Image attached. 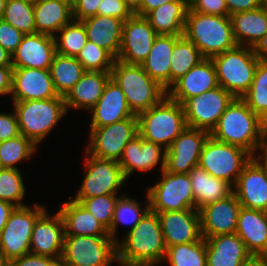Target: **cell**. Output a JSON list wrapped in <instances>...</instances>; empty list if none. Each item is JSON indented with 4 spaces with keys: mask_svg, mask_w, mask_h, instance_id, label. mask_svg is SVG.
<instances>
[{
    "mask_svg": "<svg viewBox=\"0 0 267 266\" xmlns=\"http://www.w3.org/2000/svg\"><path fill=\"white\" fill-rule=\"evenodd\" d=\"M55 54L54 37L37 32L25 34L12 54V67L50 69Z\"/></svg>",
    "mask_w": 267,
    "mask_h": 266,
    "instance_id": "cell-24",
    "label": "cell"
},
{
    "mask_svg": "<svg viewBox=\"0 0 267 266\" xmlns=\"http://www.w3.org/2000/svg\"><path fill=\"white\" fill-rule=\"evenodd\" d=\"M90 112H92L90 128L104 127L136 116L129 108L123 91L111 78L106 83L100 99Z\"/></svg>",
    "mask_w": 267,
    "mask_h": 266,
    "instance_id": "cell-25",
    "label": "cell"
},
{
    "mask_svg": "<svg viewBox=\"0 0 267 266\" xmlns=\"http://www.w3.org/2000/svg\"><path fill=\"white\" fill-rule=\"evenodd\" d=\"M111 79L121 88L135 115L149 110L167 95V91L141 65L127 64L116 59L111 69Z\"/></svg>",
    "mask_w": 267,
    "mask_h": 266,
    "instance_id": "cell-4",
    "label": "cell"
},
{
    "mask_svg": "<svg viewBox=\"0 0 267 266\" xmlns=\"http://www.w3.org/2000/svg\"><path fill=\"white\" fill-rule=\"evenodd\" d=\"M137 135V116L104 127L90 128V141L85 150L98 158L119 161L125 146Z\"/></svg>",
    "mask_w": 267,
    "mask_h": 266,
    "instance_id": "cell-13",
    "label": "cell"
},
{
    "mask_svg": "<svg viewBox=\"0 0 267 266\" xmlns=\"http://www.w3.org/2000/svg\"><path fill=\"white\" fill-rule=\"evenodd\" d=\"M241 207L234 193L202 207L199 210L202 237L235 233Z\"/></svg>",
    "mask_w": 267,
    "mask_h": 266,
    "instance_id": "cell-19",
    "label": "cell"
},
{
    "mask_svg": "<svg viewBox=\"0 0 267 266\" xmlns=\"http://www.w3.org/2000/svg\"><path fill=\"white\" fill-rule=\"evenodd\" d=\"M265 122L241 99L235 98L210 132L215 140L238 146L252 156L257 152Z\"/></svg>",
    "mask_w": 267,
    "mask_h": 266,
    "instance_id": "cell-2",
    "label": "cell"
},
{
    "mask_svg": "<svg viewBox=\"0 0 267 266\" xmlns=\"http://www.w3.org/2000/svg\"><path fill=\"white\" fill-rule=\"evenodd\" d=\"M136 116L138 134L164 149H167L187 126L183 106L167 95L157 105Z\"/></svg>",
    "mask_w": 267,
    "mask_h": 266,
    "instance_id": "cell-5",
    "label": "cell"
},
{
    "mask_svg": "<svg viewBox=\"0 0 267 266\" xmlns=\"http://www.w3.org/2000/svg\"><path fill=\"white\" fill-rule=\"evenodd\" d=\"M157 36L158 34L144 16L133 13L123 23L117 60L141 65L146 60Z\"/></svg>",
    "mask_w": 267,
    "mask_h": 266,
    "instance_id": "cell-16",
    "label": "cell"
},
{
    "mask_svg": "<svg viewBox=\"0 0 267 266\" xmlns=\"http://www.w3.org/2000/svg\"><path fill=\"white\" fill-rule=\"evenodd\" d=\"M7 0H0V18H2Z\"/></svg>",
    "mask_w": 267,
    "mask_h": 266,
    "instance_id": "cell-63",
    "label": "cell"
},
{
    "mask_svg": "<svg viewBox=\"0 0 267 266\" xmlns=\"http://www.w3.org/2000/svg\"><path fill=\"white\" fill-rule=\"evenodd\" d=\"M34 5L22 0H7L2 19L25 34L36 32Z\"/></svg>",
    "mask_w": 267,
    "mask_h": 266,
    "instance_id": "cell-43",
    "label": "cell"
},
{
    "mask_svg": "<svg viewBox=\"0 0 267 266\" xmlns=\"http://www.w3.org/2000/svg\"><path fill=\"white\" fill-rule=\"evenodd\" d=\"M12 102L59 97L49 69L13 68Z\"/></svg>",
    "mask_w": 267,
    "mask_h": 266,
    "instance_id": "cell-17",
    "label": "cell"
},
{
    "mask_svg": "<svg viewBox=\"0 0 267 266\" xmlns=\"http://www.w3.org/2000/svg\"><path fill=\"white\" fill-rule=\"evenodd\" d=\"M56 1H60V2H63V3H68L69 4V0H56Z\"/></svg>",
    "mask_w": 267,
    "mask_h": 266,
    "instance_id": "cell-68",
    "label": "cell"
},
{
    "mask_svg": "<svg viewBox=\"0 0 267 266\" xmlns=\"http://www.w3.org/2000/svg\"><path fill=\"white\" fill-rule=\"evenodd\" d=\"M33 206L15 207L0 233V254L8 260L30 253L34 223L46 210L45 206L37 203Z\"/></svg>",
    "mask_w": 267,
    "mask_h": 266,
    "instance_id": "cell-11",
    "label": "cell"
},
{
    "mask_svg": "<svg viewBox=\"0 0 267 266\" xmlns=\"http://www.w3.org/2000/svg\"><path fill=\"white\" fill-rule=\"evenodd\" d=\"M210 132L186 126L166 149L165 170L175 174H188L199 164L203 146Z\"/></svg>",
    "mask_w": 267,
    "mask_h": 266,
    "instance_id": "cell-15",
    "label": "cell"
},
{
    "mask_svg": "<svg viewBox=\"0 0 267 266\" xmlns=\"http://www.w3.org/2000/svg\"><path fill=\"white\" fill-rule=\"evenodd\" d=\"M125 3L134 11L139 5L141 0H124Z\"/></svg>",
    "mask_w": 267,
    "mask_h": 266,
    "instance_id": "cell-61",
    "label": "cell"
},
{
    "mask_svg": "<svg viewBox=\"0 0 267 266\" xmlns=\"http://www.w3.org/2000/svg\"><path fill=\"white\" fill-rule=\"evenodd\" d=\"M123 238L117 242L119 266H162L167 248L158 213L149 210Z\"/></svg>",
    "mask_w": 267,
    "mask_h": 266,
    "instance_id": "cell-1",
    "label": "cell"
},
{
    "mask_svg": "<svg viewBox=\"0 0 267 266\" xmlns=\"http://www.w3.org/2000/svg\"><path fill=\"white\" fill-rule=\"evenodd\" d=\"M12 66L0 67V95H11L12 90Z\"/></svg>",
    "mask_w": 267,
    "mask_h": 266,
    "instance_id": "cell-55",
    "label": "cell"
},
{
    "mask_svg": "<svg viewBox=\"0 0 267 266\" xmlns=\"http://www.w3.org/2000/svg\"><path fill=\"white\" fill-rule=\"evenodd\" d=\"M260 7L267 12V0H260Z\"/></svg>",
    "mask_w": 267,
    "mask_h": 266,
    "instance_id": "cell-64",
    "label": "cell"
},
{
    "mask_svg": "<svg viewBox=\"0 0 267 266\" xmlns=\"http://www.w3.org/2000/svg\"><path fill=\"white\" fill-rule=\"evenodd\" d=\"M102 0H77L73 8V18L82 21L86 18L96 16L97 9Z\"/></svg>",
    "mask_w": 267,
    "mask_h": 266,
    "instance_id": "cell-51",
    "label": "cell"
},
{
    "mask_svg": "<svg viewBox=\"0 0 267 266\" xmlns=\"http://www.w3.org/2000/svg\"><path fill=\"white\" fill-rule=\"evenodd\" d=\"M202 59L199 49L184 35L180 36L174 44L170 57V87Z\"/></svg>",
    "mask_w": 267,
    "mask_h": 266,
    "instance_id": "cell-37",
    "label": "cell"
},
{
    "mask_svg": "<svg viewBox=\"0 0 267 266\" xmlns=\"http://www.w3.org/2000/svg\"><path fill=\"white\" fill-rule=\"evenodd\" d=\"M192 183V193L195 209L200 210L205 205L224 199L233 193V186L225 180L215 178L199 166L189 173Z\"/></svg>",
    "mask_w": 267,
    "mask_h": 266,
    "instance_id": "cell-35",
    "label": "cell"
},
{
    "mask_svg": "<svg viewBox=\"0 0 267 266\" xmlns=\"http://www.w3.org/2000/svg\"><path fill=\"white\" fill-rule=\"evenodd\" d=\"M24 34L0 18V45L13 54L23 39Z\"/></svg>",
    "mask_w": 267,
    "mask_h": 266,
    "instance_id": "cell-47",
    "label": "cell"
},
{
    "mask_svg": "<svg viewBox=\"0 0 267 266\" xmlns=\"http://www.w3.org/2000/svg\"><path fill=\"white\" fill-rule=\"evenodd\" d=\"M219 86L235 98H241L251 86L256 67L261 61L252 47L237 45L211 58Z\"/></svg>",
    "mask_w": 267,
    "mask_h": 266,
    "instance_id": "cell-6",
    "label": "cell"
},
{
    "mask_svg": "<svg viewBox=\"0 0 267 266\" xmlns=\"http://www.w3.org/2000/svg\"><path fill=\"white\" fill-rule=\"evenodd\" d=\"M163 152V153H161ZM166 149L161 145L143 139L139 134L125 146L118 161L126 179L134 171L147 172L160 165V171L165 169Z\"/></svg>",
    "mask_w": 267,
    "mask_h": 266,
    "instance_id": "cell-21",
    "label": "cell"
},
{
    "mask_svg": "<svg viewBox=\"0 0 267 266\" xmlns=\"http://www.w3.org/2000/svg\"><path fill=\"white\" fill-rule=\"evenodd\" d=\"M257 151L259 150L261 156L256 154L252 156V159L255 160L262 168L267 170V122L264 124L261 138L258 142Z\"/></svg>",
    "mask_w": 267,
    "mask_h": 266,
    "instance_id": "cell-54",
    "label": "cell"
},
{
    "mask_svg": "<svg viewBox=\"0 0 267 266\" xmlns=\"http://www.w3.org/2000/svg\"><path fill=\"white\" fill-rule=\"evenodd\" d=\"M77 0H69V4L73 6V4L76 2Z\"/></svg>",
    "mask_w": 267,
    "mask_h": 266,
    "instance_id": "cell-67",
    "label": "cell"
},
{
    "mask_svg": "<svg viewBox=\"0 0 267 266\" xmlns=\"http://www.w3.org/2000/svg\"><path fill=\"white\" fill-rule=\"evenodd\" d=\"M60 260L66 266H111L118 263L117 242L111 237L65 235Z\"/></svg>",
    "mask_w": 267,
    "mask_h": 266,
    "instance_id": "cell-8",
    "label": "cell"
},
{
    "mask_svg": "<svg viewBox=\"0 0 267 266\" xmlns=\"http://www.w3.org/2000/svg\"><path fill=\"white\" fill-rule=\"evenodd\" d=\"M12 66V55L0 45V67Z\"/></svg>",
    "mask_w": 267,
    "mask_h": 266,
    "instance_id": "cell-60",
    "label": "cell"
},
{
    "mask_svg": "<svg viewBox=\"0 0 267 266\" xmlns=\"http://www.w3.org/2000/svg\"><path fill=\"white\" fill-rule=\"evenodd\" d=\"M110 78L111 72L86 71L64 97L67 112L72 108L89 112L100 99Z\"/></svg>",
    "mask_w": 267,
    "mask_h": 266,
    "instance_id": "cell-28",
    "label": "cell"
},
{
    "mask_svg": "<svg viewBox=\"0 0 267 266\" xmlns=\"http://www.w3.org/2000/svg\"><path fill=\"white\" fill-rule=\"evenodd\" d=\"M165 261L170 266H207L205 239L167 247Z\"/></svg>",
    "mask_w": 267,
    "mask_h": 266,
    "instance_id": "cell-39",
    "label": "cell"
},
{
    "mask_svg": "<svg viewBox=\"0 0 267 266\" xmlns=\"http://www.w3.org/2000/svg\"><path fill=\"white\" fill-rule=\"evenodd\" d=\"M58 212L64 222L65 235L110 237L109 231L78 201H70L61 205Z\"/></svg>",
    "mask_w": 267,
    "mask_h": 266,
    "instance_id": "cell-30",
    "label": "cell"
},
{
    "mask_svg": "<svg viewBox=\"0 0 267 266\" xmlns=\"http://www.w3.org/2000/svg\"><path fill=\"white\" fill-rule=\"evenodd\" d=\"M235 97L221 86L187 99L183 104L186 125L211 132Z\"/></svg>",
    "mask_w": 267,
    "mask_h": 266,
    "instance_id": "cell-14",
    "label": "cell"
},
{
    "mask_svg": "<svg viewBox=\"0 0 267 266\" xmlns=\"http://www.w3.org/2000/svg\"><path fill=\"white\" fill-rule=\"evenodd\" d=\"M161 178L148 188L150 211H182L195 209L192 183L189 174H175L163 169Z\"/></svg>",
    "mask_w": 267,
    "mask_h": 266,
    "instance_id": "cell-10",
    "label": "cell"
},
{
    "mask_svg": "<svg viewBox=\"0 0 267 266\" xmlns=\"http://www.w3.org/2000/svg\"><path fill=\"white\" fill-rule=\"evenodd\" d=\"M235 233L252 256H267V212L241 207Z\"/></svg>",
    "mask_w": 267,
    "mask_h": 266,
    "instance_id": "cell-26",
    "label": "cell"
},
{
    "mask_svg": "<svg viewBox=\"0 0 267 266\" xmlns=\"http://www.w3.org/2000/svg\"><path fill=\"white\" fill-rule=\"evenodd\" d=\"M15 207L16 206L9 202L0 200V233L6 225V222L8 221L9 216Z\"/></svg>",
    "mask_w": 267,
    "mask_h": 266,
    "instance_id": "cell-57",
    "label": "cell"
},
{
    "mask_svg": "<svg viewBox=\"0 0 267 266\" xmlns=\"http://www.w3.org/2000/svg\"><path fill=\"white\" fill-rule=\"evenodd\" d=\"M242 266H267V256H251Z\"/></svg>",
    "mask_w": 267,
    "mask_h": 266,
    "instance_id": "cell-59",
    "label": "cell"
},
{
    "mask_svg": "<svg viewBox=\"0 0 267 266\" xmlns=\"http://www.w3.org/2000/svg\"><path fill=\"white\" fill-rule=\"evenodd\" d=\"M26 3H29L31 5H36L40 0H22Z\"/></svg>",
    "mask_w": 267,
    "mask_h": 266,
    "instance_id": "cell-65",
    "label": "cell"
},
{
    "mask_svg": "<svg viewBox=\"0 0 267 266\" xmlns=\"http://www.w3.org/2000/svg\"><path fill=\"white\" fill-rule=\"evenodd\" d=\"M64 222L57 211L53 216L45 210L35 221L30 242V253L61 259L64 243Z\"/></svg>",
    "mask_w": 267,
    "mask_h": 266,
    "instance_id": "cell-18",
    "label": "cell"
},
{
    "mask_svg": "<svg viewBox=\"0 0 267 266\" xmlns=\"http://www.w3.org/2000/svg\"><path fill=\"white\" fill-rule=\"evenodd\" d=\"M33 11L36 32L52 37L74 19L72 5L56 0H40Z\"/></svg>",
    "mask_w": 267,
    "mask_h": 266,
    "instance_id": "cell-34",
    "label": "cell"
},
{
    "mask_svg": "<svg viewBox=\"0 0 267 266\" xmlns=\"http://www.w3.org/2000/svg\"><path fill=\"white\" fill-rule=\"evenodd\" d=\"M57 34L59 36L55 35L54 37L56 53L65 56L77 57L88 41L83 22L75 19L65 25Z\"/></svg>",
    "mask_w": 267,
    "mask_h": 266,
    "instance_id": "cell-41",
    "label": "cell"
},
{
    "mask_svg": "<svg viewBox=\"0 0 267 266\" xmlns=\"http://www.w3.org/2000/svg\"><path fill=\"white\" fill-rule=\"evenodd\" d=\"M119 196L103 195L91 198H71L78 201L88 210L103 226L109 230L113 220L115 205Z\"/></svg>",
    "mask_w": 267,
    "mask_h": 266,
    "instance_id": "cell-46",
    "label": "cell"
},
{
    "mask_svg": "<svg viewBox=\"0 0 267 266\" xmlns=\"http://www.w3.org/2000/svg\"><path fill=\"white\" fill-rule=\"evenodd\" d=\"M233 193L242 207L267 212V170L251 159L237 178Z\"/></svg>",
    "mask_w": 267,
    "mask_h": 266,
    "instance_id": "cell-22",
    "label": "cell"
},
{
    "mask_svg": "<svg viewBox=\"0 0 267 266\" xmlns=\"http://www.w3.org/2000/svg\"><path fill=\"white\" fill-rule=\"evenodd\" d=\"M57 260L55 258L29 253L10 260V266H52Z\"/></svg>",
    "mask_w": 267,
    "mask_h": 266,
    "instance_id": "cell-52",
    "label": "cell"
},
{
    "mask_svg": "<svg viewBox=\"0 0 267 266\" xmlns=\"http://www.w3.org/2000/svg\"><path fill=\"white\" fill-rule=\"evenodd\" d=\"M214 63L203 58L167 90V96L181 105L189 98L218 87Z\"/></svg>",
    "mask_w": 267,
    "mask_h": 266,
    "instance_id": "cell-23",
    "label": "cell"
},
{
    "mask_svg": "<svg viewBox=\"0 0 267 266\" xmlns=\"http://www.w3.org/2000/svg\"><path fill=\"white\" fill-rule=\"evenodd\" d=\"M166 248L178 244L200 241L201 218L196 209L158 213Z\"/></svg>",
    "mask_w": 267,
    "mask_h": 266,
    "instance_id": "cell-20",
    "label": "cell"
},
{
    "mask_svg": "<svg viewBox=\"0 0 267 266\" xmlns=\"http://www.w3.org/2000/svg\"><path fill=\"white\" fill-rule=\"evenodd\" d=\"M179 37L158 35L146 60L141 64L144 71L166 91L170 88V57Z\"/></svg>",
    "mask_w": 267,
    "mask_h": 266,
    "instance_id": "cell-32",
    "label": "cell"
},
{
    "mask_svg": "<svg viewBox=\"0 0 267 266\" xmlns=\"http://www.w3.org/2000/svg\"><path fill=\"white\" fill-rule=\"evenodd\" d=\"M132 14V9L124 0H102L97 9V15L116 17L123 21Z\"/></svg>",
    "mask_w": 267,
    "mask_h": 266,
    "instance_id": "cell-48",
    "label": "cell"
},
{
    "mask_svg": "<svg viewBox=\"0 0 267 266\" xmlns=\"http://www.w3.org/2000/svg\"><path fill=\"white\" fill-rule=\"evenodd\" d=\"M17 115L12 113H0V142L20 135Z\"/></svg>",
    "mask_w": 267,
    "mask_h": 266,
    "instance_id": "cell-50",
    "label": "cell"
},
{
    "mask_svg": "<svg viewBox=\"0 0 267 266\" xmlns=\"http://www.w3.org/2000/svg\"><path fill=\"white\" fill-rule=\"evenodd\" d=\"M0 266H10V260L0 254Z\"/></svg>",
    "mask_w": 267,
    "mask_h": 266,
    "instance_id": "cell-62",
    "label": "cell"
},
{
    "mask_svg": "<svg viewBox=\"0 0 267 266\" xmlns=\"http://www.w3.org/2000/svg\"><path fill=\"white\" fill-rule=\"evenodd\" d=\"M230 19L237 45L253 48L267 34V12L261 7L231 14Z\"/></svg>",
    "mask_w": 267,
    "mask_h": 266,
    "instance_id": "cell-33",
    "label": "cell"
},
{
    "mask_svg": "<svg viewBox=\"0 0 267 266\" xmlns=\"http://www.w3.org/2000/svg\"><path fill=\"white\" fill-rule=\"evenodd\" d=\"M171 1L176 0H141L140 5L133 11V13L139 16H145L151 10Z\"/></svg>",
    "mask_w": 267,
    "mask_h": 266,
    "instance_id": "cell-56",
    "label": "cell"
},
{
    "mask_svg": "<svg viewBox=\"0 0 267 266\" xmlns=\"http://www.w3.org/2000/svg\"><path fill=\"white\" fill-rule=\"evenodd\" d=\"M251 159L252 155L246 150L209 136L200 154L198 166L211 176L234 186L243 168Z\"/></svg>",
    "mask_w": 267,
    "mask_h": 266,
    "instance_id": "cell-9",
    "label": "cell"
},
{
    "mask_svg": "<svg viewBox=\"0 0 267 266\" xmlns=\"http://www.w3.org/2000/svg\"><path fill=\"white\" fill-rule=\"evenodd\" d=\"M189 10L203 14L228 16L225 0H189Z\"/></svg>",
    "mask_w": 267,
    "mask_h": 266,
    "instance_id": "cell-49",
    "label": "cell"
},
{
    "mask_svg": "<svg viewBox=\"0 0 267 266\" xmlns=\"http://www.w3.org/2000/svg\"><path fill=\"white\" fill-rule=\"evenodd\" d=\"M184 36L199 49L202 57L207 59L237 46L230 16L188 10Z\"/></svg>",
    "mask_w": 267,
    "mask_h": 266,
    "instance_id": "cell-3",
    "label": "cell"
},
{
    "mask_svg": "<svg viewBox=\"0 0 267 266\" xmlns=\"http://www.w3.org/2000/svg\"><path fill=\"white\" fill-rule=\"evenodd\" d=\"M241 99L265 123L267 122V62L258 63L253 82Z\"/></svg>",
    "mask_w": 267,
    "mask_h": 266,
    "instance_id": "cell-40",
    "label": "cell"
},
{
    "mask_svg": "<svg viewBox=\"0 0 267 266\" xmlns=\"http://www.w3.org/2000/svg\"><path fill=\"white\" fill-rule=\"evenodd\" d=\"M37 145L22 134L0 142V168H14L20 161H27L37 151Z\"/></svg>",
    "mask_w": 267,
    "mask_h": 266,
    "instance_id": "cell-42",
    "label": "cell"
},
{
    "mask_svg": "<svg viewBox=\"0 0 267 266\" xmlns=\"http://www.w3.org/2000/svg\"><path fill=\"white\" fill-rule=\"evenodd\" d=\"M53 85L59 96L65 97L86 72L76 57L56 53L50 65Z\"/></svg>",
    "mask_w": 267,
    "mask_h": 266,
    "instance_id": "cell-36",
    "label": "cell"
},
{
    "mask_svg": "<svg viewBox=\"0 0 267 266\" xmlns=\"http://www.w3.org/2000/svg\"><path fill=\"white\" fill-rule=\"evenodd\" d=\"M52 266H66V265L59 259Z\"/></svg>",
    "mask_w": 267,
    "mask_h": 266,
    "instance_id": "cell-66",
    "label": "cell"
},
{
    "mask_svg": "<svg viewBox=\"0 0 267 266\" xmlns=\"http://www.w3.org/2000/svg\"><path fill=\"white\" fill-rule=\"evenodd\" d=\"M82 22L85 26L88 41L107 50L117 59L124 21L116 17L96 15L86 18Z\"/></svg>",
    "mask_w": 267,
    "mask_h": 266,
    "instance_id": "cell-29",
    "label": "cell"
},
{
    "mask_svg": "<svg viewBox=\"0 0 267 266\" xmlns=\"http://www.w3.org/2000/svg\"><path fill=\"white\" fill-rule=\"evenodd\" d=\"M85 155L83 182L76 196L70 198L117 195L120 186L125 185L127 180L118 161L98 158L87 151Z\"/></svg>",
    "mask_w": 267,
    "mask_h": 266,
    "instance_id": "cell-12",
    "label": "cell"
},
{
    "mask_svg": "<svg viewBox=\"0 0 267 266\" xmlns=\"http://www.w3.org/2000/svg\"><path fill=\"white\" fill-rule=\"evenodd\" d=\"M253 51L262 62H267V34L256 43Z\"/></svg>",
    "mask_w": 267,
    "mask_h": 266,
    "instance_id": "cell-58",
    "label": "cell"
},
{
    "mask_svg": "<svg viewBox=\"0 0 267 266\" xmlns=\"http://www.w3.org/2000/svg\"><path fill=\"white\" fill-rule=\"evenodd\" d=\"M20 133L37 146L67 114L64 97L13 102Z\"/></svg>",
    "mask_w": 267,
    "mask_h": 266,
    "instance_id": "cell-7",
    "label": "cell"
},
{
    "mask_svg": "<svg viewBox=\"0 0 267 266\" xmlns=\"http://www.w3.org/2000/svg\"><path fill=\"white\" fill-rule=\"evenodd\" d=\"M207 266H242L252 255L236 233L205 238Z\"/></svg>",
    "mask_w": 267,
    "mask_h": 266,
    "instance_id": "cell-27",
    "label": "cell"
},
{
    "mask_svg": "<svg viewBox=\"0 0 267 266\" xmlns=\"http://www.w3.org/2000/svg\"><path fill=\"white\" fill-rule=\"evenodd\" d=\"M189 10V0H176L162 4L144 17L158 35H184V27Z\"/></svg>",
    "mask_w": 267,
    "mask_h": 266,
    "instance_id": "cell-31",
    "label": "cell"
},
{
    "mask_svg": "<svg viewBox=\"0 0 267 266\" xmlns=\"http://www.w3.org/2000/svg\"><path fill=\"white\" fill-rule=\"evenodd\" d=\"M147 203L143 209L141 204L136 199L129 198L126 194L120 196L116 202L113 220L111 223V228L108 230L110 237L118 242V237L116 236L117 228L119 224L129 225L130 231L133 229L143 218V216L150 210L149 199L146 194Z\"/></svg>",
    "mask_w": 267,
    "mask_h": 266,
    "instance_id": "cell-38",
    "label": "cell"
},
{
    "mask_svg": "<svg viewBox=\"0 0 267 266\" xmlns=\"http://www.w3.org/2000/svg\"><path fill=\"white\" fill-rule=\"evenodd\" d=\"M225 3L228 9V16L260 7V0H225Z\"/></svg>",
    "mask_w": 267,
    "mask_h": 266,
    "instance_id": "cell-53",
    "label": "cell"
},
{
    "mask_svg": "<svg viewBox=\"0 0 267 266\" xmlns=\"http://www.w3.org/2000/svg\"><path fill=\"white\" fill-rule=\"evenodd\" d=\"M26 187L19 169L0 168V200L9 202L16 207L26 206L22 200Z\"/></svg>",
    "mask_w": 267,
    "mask_h": 266,
    "instance_id": "cell-44",
    "label": "cell"
},
{
    "mask_svg": "<svg viewBox=\"0 0 267 266\" xmlns=\"http://www.w3.org/2000/svg\"><path fill=\"white\" fill-rule=\"evenodd\" d=\"M76 59L86 71L111 72L116 60L107 50L87 41Z\"/></svg>",
    "mask_w": 267,
    "mask_h": 266,
    "instance_id": "cell-45",
    "label": "cell"
}]
</instances>
